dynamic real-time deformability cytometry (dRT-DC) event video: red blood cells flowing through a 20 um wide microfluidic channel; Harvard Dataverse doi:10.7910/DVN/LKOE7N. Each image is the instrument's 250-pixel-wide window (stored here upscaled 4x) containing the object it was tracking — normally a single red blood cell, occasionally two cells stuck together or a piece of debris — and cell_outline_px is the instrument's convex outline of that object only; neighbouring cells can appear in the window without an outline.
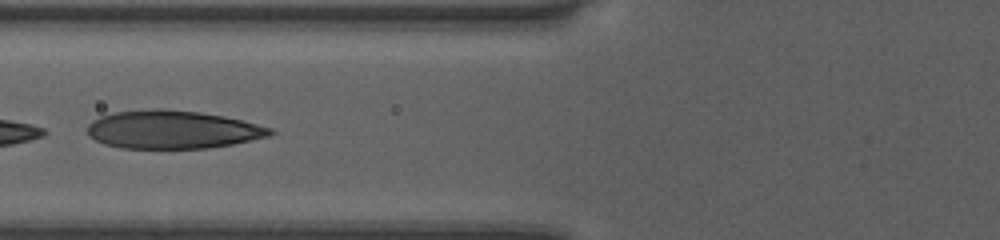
{"species": "human", "species_latin": "Homo sapiens", "temperature_condition": "room temperature", "stored_images_in_passage": 8, "camera_frame_rate_fps": 3000, "um_per_image_px": 0.085, "donor": {"sex": "female"}, "frame": {"image": 1, "passage_image": 6, "time_ms": 1.667, "image_size_px": [1000, 240], "cell_outline_px": [[276, 132], [272, 136], [232, 144], [208, 148], [124, 148], [104, 144], [88, 136], [88, 124], [92, 120], [100, 116], [112, 112], [160, 108], [200, 112], [224, 116], [272, 128]], "centroid_in_image_um": [14.66, 11.01], "position_along_channel_um": 111.1, "area_um2": 40.75}}